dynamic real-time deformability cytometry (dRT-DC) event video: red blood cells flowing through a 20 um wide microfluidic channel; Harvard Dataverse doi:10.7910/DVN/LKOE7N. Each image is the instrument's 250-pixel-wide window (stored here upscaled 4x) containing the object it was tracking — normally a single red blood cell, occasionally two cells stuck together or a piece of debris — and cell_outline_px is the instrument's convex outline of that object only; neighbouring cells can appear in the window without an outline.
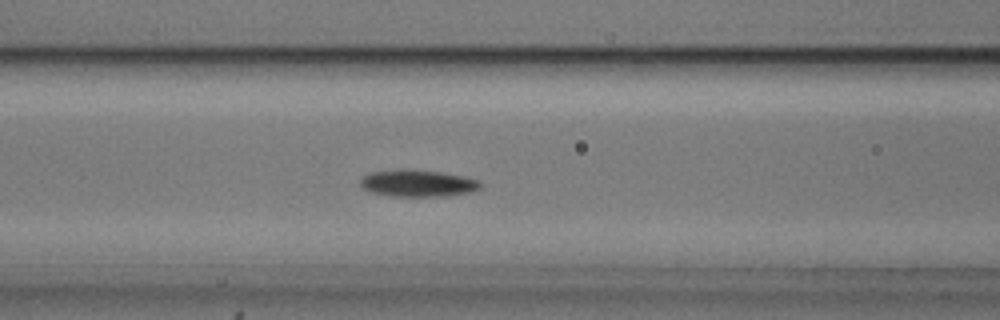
{"species": "common noctule bat (a hibernating species)", "species_latin": "Nyctalus noctula", "temperature_condition": "cold", "stored_images_in_passage": 38, "camera_frame_rate_fps": 3000, "um_per_image_px": 0.085, "animal": {"sex": "male", "body_mass_g": 20.5, "forearm_length_mm": 52.5}, "frame": {"image": 1, "passage_image": 6, "time_ms": 1.667, "image_size_px": [1000, 320], "cell_outline_px": [[480, 188], [472, 192], [448, 196], [392, 196], [368, 192], [360, 184], [360, 180], [368, 172], [400, 168], [404, 168], [440, 172], [464, 176], [480, 180]], "centroid_in_image_um": [35.49, 15.57], "position_along_channel_um": 131.1, "area_um2": 19.13}}
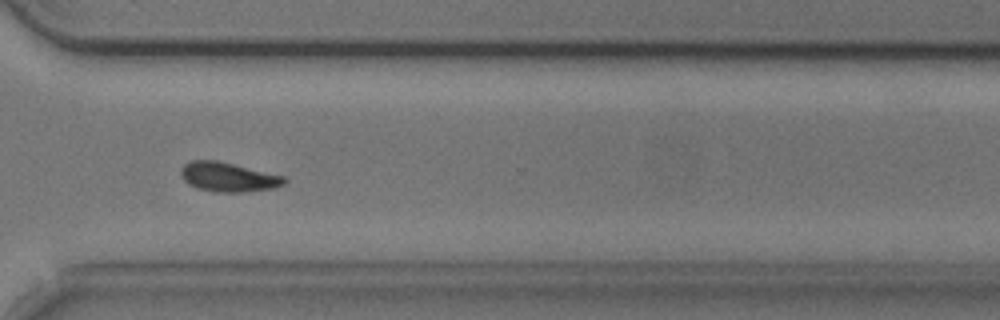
{"frame": {"image": 2, "passage_image": 24, "time_ms": 7.667, "image_size_px": [1000, 320], "cell_outline_px": [[288, 180], [284, 184], [276, 188], [244, 192], [216, 192], [196, 188], [188, 184], [180, 176], [180, 168], [184, 164], [192, 160], [216, 160], [284, 176]], "centroid_in_image_um": [19.38, 15.05], "position_along_channel_um": 351.2, "area_um2": 17.8}}
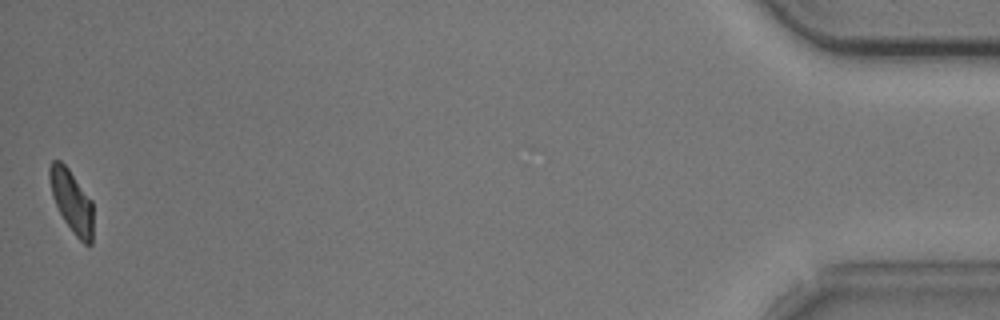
{"frame": {"image": 3, "passage_image": 38, "time_ms": 12.333, "image_size_px": [1000, 320], "cell_outline_px": [[92, 244], [84, 244], [76, 236], [64, 220], [52, 196], [48, 176], [48, 168], [52, 160], [60, 160], [68, 168], [92, 200]], "centroid_in_image_um": [6.08, 17.07], "position_along_channel_um": 429.1, "area_um2": 15.78}, "authors_computed_cell_mechanics": {"area_um2": 17.7157, "velocity_mm_per_s": 3.6762, "shape_relaxation_time_tau1_ms": 2.3647, "shape_relaxation_time_tau2_ms": 9.1782, "deformation_change_tau1": 0.1055, "deformation_change_tau2": 0.1381}}